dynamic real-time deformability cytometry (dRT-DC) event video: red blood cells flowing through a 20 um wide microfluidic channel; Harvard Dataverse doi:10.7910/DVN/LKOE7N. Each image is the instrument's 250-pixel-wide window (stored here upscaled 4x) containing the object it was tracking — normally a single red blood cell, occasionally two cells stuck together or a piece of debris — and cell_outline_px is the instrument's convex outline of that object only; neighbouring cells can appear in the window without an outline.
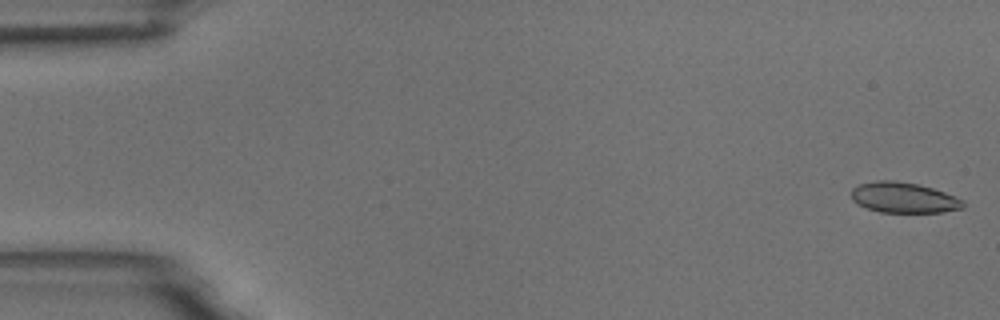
{"species": "common noctule bat (a hibernating species)", "species_latin": "Nyctalus noctula", "temperature_condition": "room temperature", "stored_images_in_passage": 5, "camera_frame_rate_fps": 3000, "um_per_image_px": 0.085, "animal": {"sex": "male", "body_mass_g": 18.8}, "frame": {"image": 1, "passage_image": 1, "time_ms": 0.0, "image_size_px": [1000, 320], "cell_outline_px": [[964, 208], [944, 212], [880, 212], [856, 204], [852, 200], [852, 188], [860, 184], [876, 180], [896, 180], [916, 184], [932, 188], [944, 192], [964, 200]], "centroid_in_image_um": [76.81, 16.8], "position_along_channel_um": 8.2, "area_um2": 19.88}}
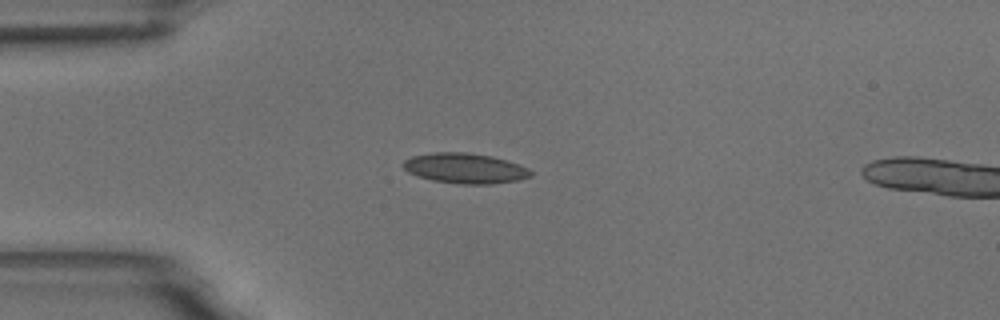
{"frame": {"image": 2, "passage_image": 4, "time_ms": 4.333, "image_size_px": [1000, 320], "cell_outline_px": [[532, 176], [520, 180], [492, 184], [460, 184], [432, 180], [408, 172], [400, 164], [404, 160], [412, 156], [432, 152], [468, 152], [492, 156], [508, 160], [528, 168], [532, 172]], "centroid_in_image_um": [39.54, 14.3], "position_along_channel_um": 45.5, "area_um2": 22.66}}